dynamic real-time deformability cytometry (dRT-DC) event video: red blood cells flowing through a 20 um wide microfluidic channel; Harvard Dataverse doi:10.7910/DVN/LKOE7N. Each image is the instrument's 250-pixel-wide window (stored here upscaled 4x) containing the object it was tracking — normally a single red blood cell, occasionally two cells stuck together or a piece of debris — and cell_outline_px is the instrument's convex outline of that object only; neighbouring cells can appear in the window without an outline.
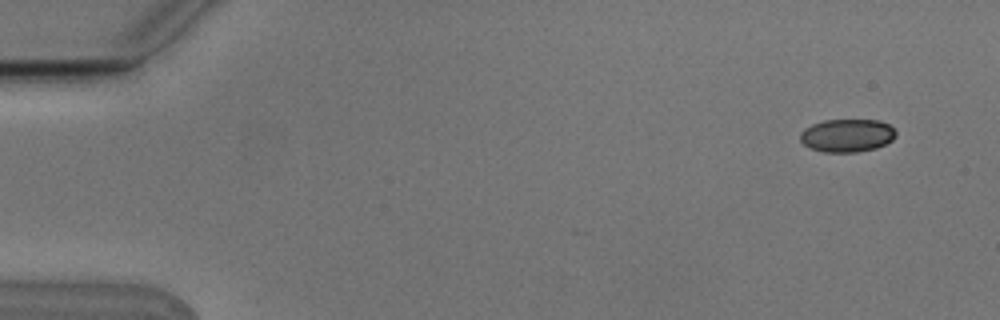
{"species": "Egyptian fruit bat (a non-hibernating species)", "species_latin": "Rousettus aegyptiacus", "temperature_condition": "cold", "stored_images_in_passage": 7, "camera_frame_rate_fps": 3000, "um_per_image_px": 0.085, "animal": {"sex": "male"}, "frame": {"image": 1, "passage_image": 2, "time_ms": 0.333, "image_size_px": [1000, 320], "cell_outline_px": [[896, 136], [892, 140], [876, 148], [856, 152], [824, 152], [812, 148], [804, 144], [800, 140], [800, 132], [804, 128], [812, 124], [824, 120], [880, 120], [888, 124], [896, 132]], "centroid_in_image_um": [71.99, 11.51], "position_along_channel_um": 13.0, "area_um2": 18.38}}
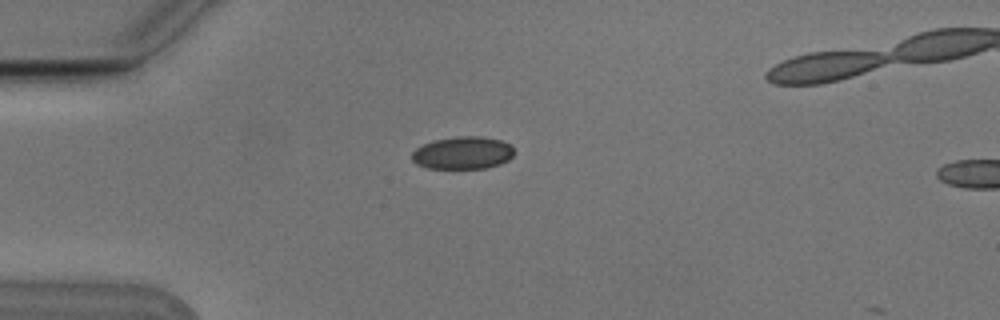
{"frame": {"image": 2, "passage_image": 5, "time_ms": 1.333, "image_size_px": [1000, 320], "cell_outline_px": [[516, 152], [508, 160], [500, 164], [488, 168], [428, 168], [416, 164], [412, 160], [412, 152], [416, 148], [432, 140], [456, 136], [480, 136], [500, 140], [508, 144]], "centroid_in_image_um": [39.33, 12.99], "position_along_channel_um": 45.7, "area_um2": 19.48}}